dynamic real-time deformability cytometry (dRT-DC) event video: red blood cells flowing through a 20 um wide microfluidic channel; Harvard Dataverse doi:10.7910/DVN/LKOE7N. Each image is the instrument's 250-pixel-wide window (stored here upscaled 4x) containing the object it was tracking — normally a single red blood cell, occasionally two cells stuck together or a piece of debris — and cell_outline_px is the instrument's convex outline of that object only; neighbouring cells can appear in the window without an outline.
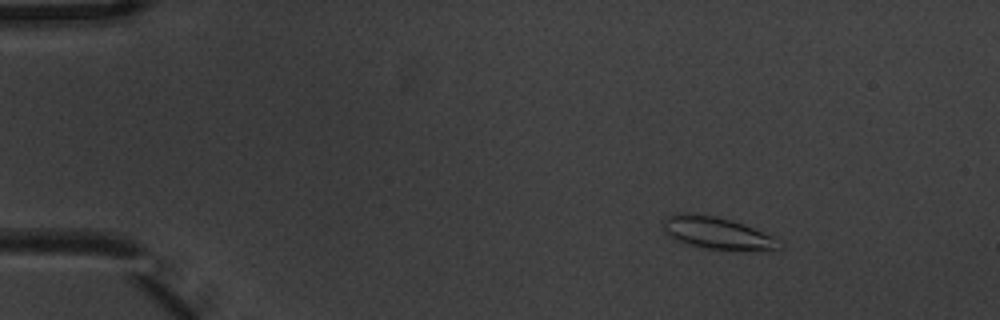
{"species": "common noctule bat (a hibernating species)", "species_latin": "Nyctalus noctula", "temperature_condition": "warm", "stored_images_in_passage": 5, "camera_frame_rate_fps": 3000, "um_per_image_px": 0.085, "animal": {"sex": "male", "body_mass_g": 20.1, "forearm_length_mm": 53.5}, "frame": {"image": 1, "passage_image": 3, "time_ms": 0.667, "image_size_px": [1000, 320], "cell_outline_px": [[784, 244], [780, 248], [704, 248], [688, 244], [664, 232], [664, 220], [668, 216], [684, 212], [692, 212], [716, 216], [732, 220], [772, 236]], "centroid_in_image_um": [60.89, 19.75], "position_along_channel_um": 24.1, "area_um2": 20.69}}
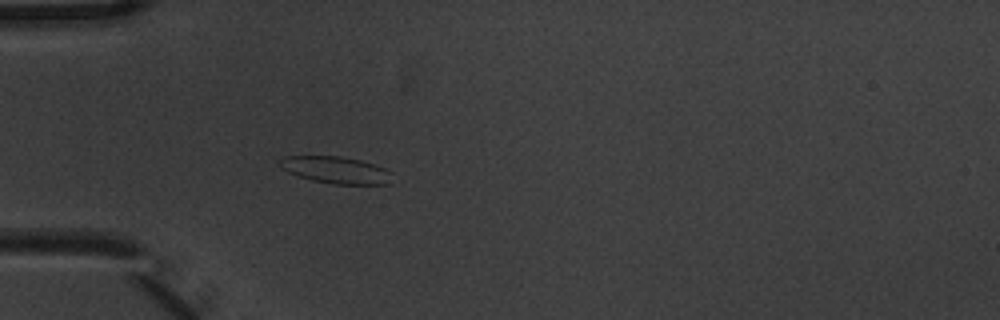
{"frame": {"image": 2, "passage_image": 5, "time_ms": 1.333, "image_size_px": [1000, 320], "cell_outline_px": [[392, 184], [332, 184], [312, 180], [296, 176], [280, 168], [276, 160], [284, 156], [340, 156], [360, 160], [384, 168], [392, 172]], "centroid_in_image_um": [28.51, 14.45], "position_along_channel_um": 56.5, "area_um2": 17.92}}